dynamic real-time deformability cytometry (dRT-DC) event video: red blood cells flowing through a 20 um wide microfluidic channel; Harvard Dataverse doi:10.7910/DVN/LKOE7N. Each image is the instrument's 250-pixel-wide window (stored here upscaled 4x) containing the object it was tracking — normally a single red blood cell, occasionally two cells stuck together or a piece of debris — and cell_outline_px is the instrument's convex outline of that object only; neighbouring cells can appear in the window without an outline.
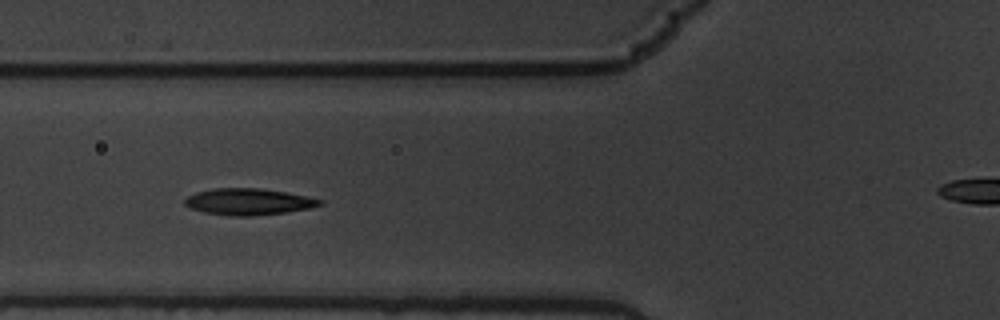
{"species": "common noctule bat (a hibernating species)", "species_latin": "Nyctalus noctula", "temperature_condition": "warm", "stored_images_in_passage": 10, "segment_of_instrument_passage": [1, 2], "camera_frame_rate_fps": 3000, "um_per_image_px": 0.085, "animal": {"sex": "male", "body_mass_g": 19.5, "forearm_length_mm": 54.6}, "frame": {"image": 1, "passage_image": 5, "time_ms": 1.333, "image_size_px": [1000, 320], "cell_outline_px": [[324, 204], [308, 208], [288, 212], [256, 216], [232, 216], [204, 212], [192, 208], [184, 204], [184, 200], [188, 196], [196, 192], [212, 188], [256, 188], [284, 192], [324, 200]], "centroid_in_image_um": [21.11, 17.15], "position_along_channel_um": 104.7, "area_um2": 20.75}}
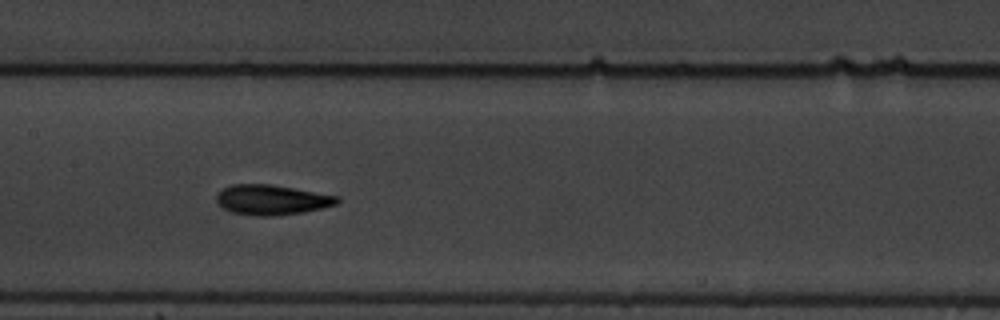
{"frame": {"image": 2, "passage_image": 7, "time_ms": 2.0, "image_size_px": [1000, 320], "cell_outline_px": [[340, 200], [336, 204], [320, 208], [300, 212], [272, 216], [256, 216], [232, 212], [224, 208], [216, 200], [216, 196], [224, 188], [232, 184], [272, 184], [340, 196]], "centroid_in_image_um": [23.11, 16.97], "position_along_channel_um": 184.3, "area_um2": 20.92}}
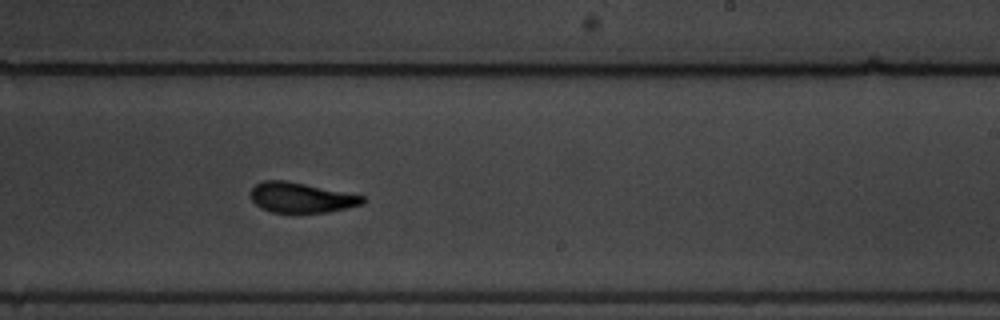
{"frame": {"image": 3, "passage_image": 9, "time_ms": 2.667, "image_size_px": [1000, 320], "cell_outline_px": [[364, 204], [328, 212], [272, 212], [260, 208], [252, 200], [248, 192], [256, 184], [264, 180], [284, 180], [364, 196]], "centroid_in_image_um": [25.55, 16.8], "position_along_channel_um": 263.4, "area_um2": 19.48}}